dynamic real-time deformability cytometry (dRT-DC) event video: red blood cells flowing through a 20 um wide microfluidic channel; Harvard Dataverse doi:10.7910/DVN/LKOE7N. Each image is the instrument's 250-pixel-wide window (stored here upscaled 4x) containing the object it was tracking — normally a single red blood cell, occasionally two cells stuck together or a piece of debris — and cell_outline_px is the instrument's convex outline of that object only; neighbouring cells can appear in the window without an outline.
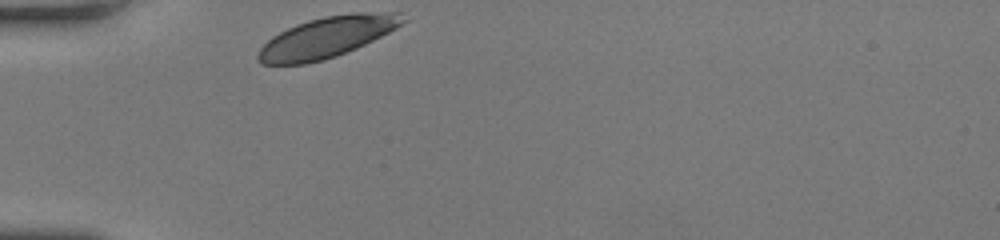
{"species": "human", "species_latin": "Homo sapiens", "temperature_condition": "room temperature", "stored_images_in_passage": 28, "camera_frame_rate_fps": 3000, "um_per_image_px": 0.085, "donor": {"sex": "female"}, "frame": {"image": 1, "passage_image": 1, "time_ms": 0.0, "image_size_px": [1000, 240], "cell_outline_px": [[408, 20], [396, 28], [356, 48], [336, 56], [324, 60], [308, 64], [260, 64], [256, 60], [256, 56], [260, 48], [272, 36], [296, 24], [308, 20], [324, 16], [352, 12], [400, 12]], "centroid_in_image_um": [27.78, 3.16], "position_along_channel_um": 57.2, "area_um2": 34.51}}
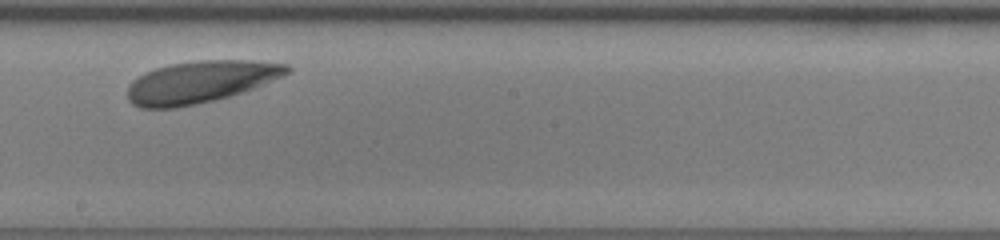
{"frame": {"image": 2, "passage_image": 16, "time_ms": 5.0, "image_size_px": [1000, 240], "cell_outline_px": [[292, 68], [288, 72], [280, 76], [244, 92], [196, 104], [176, 108], [140, 108], [132, 104], [128, 100], [128, 84], [132, 80], [144, 72], [156, 68], [172, 64], [200, 60], [252, 60], [288, 64]], "centroid_in_image_um": [16.99, 6.96], "position_along_channel_um": 231.2, "area_um2": 38.84}}
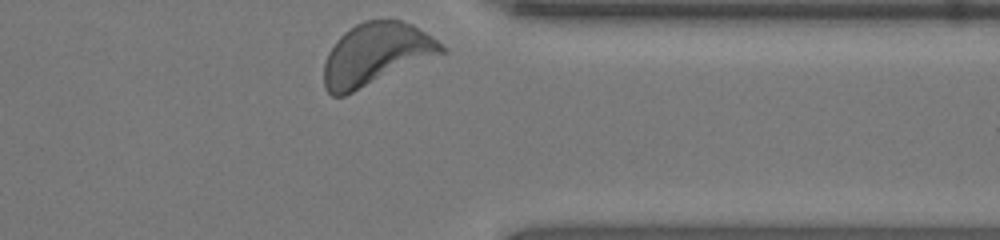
{"frame": {"image": 3, "passage_image": 28, "time_ms": 9.0, "image_size_px": [1000, 240], "cell_outline_px": [[448, 52], [344, 96], [332, 96], [324, 88], [324, 64], [328, 52], [336, 40], [344, 32], [356, 24], [364, 20], [400, 20], [412, 24], [432, 36], [448, 48]], "centroid_in_image_um": [31.98, 4.61], "position_along_channel_um": 379.4, "area_um2": 42.83}, "authors_computed_cell_mechanics": {"area_um2": 38.0613, "velocity_mm_per_s": 3.7607, "shape_relaxation_time_tau1_ms": 1.87, "shape_relaxation_time_tau2_ms": null, "deformation_change_tau1": 0.0843, "deformation_change_tau2": null}}